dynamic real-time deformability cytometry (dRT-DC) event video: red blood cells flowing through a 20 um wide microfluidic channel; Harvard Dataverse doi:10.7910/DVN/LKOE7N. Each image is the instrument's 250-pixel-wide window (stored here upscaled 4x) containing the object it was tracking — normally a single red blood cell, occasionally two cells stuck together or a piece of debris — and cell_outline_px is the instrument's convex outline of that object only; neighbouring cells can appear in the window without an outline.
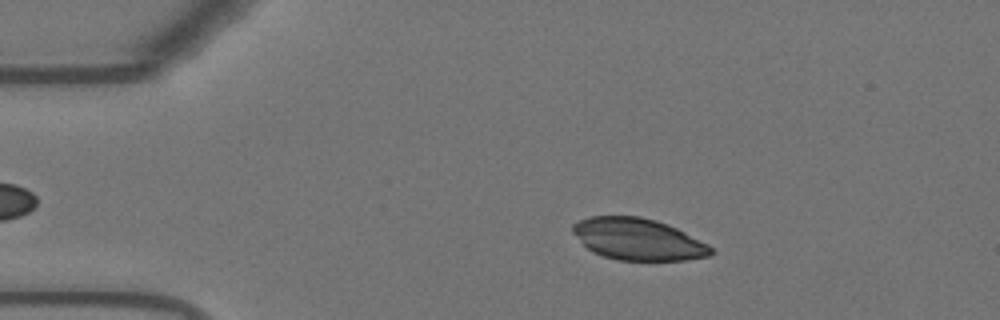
{"species": "Egyptian fruit bat (a non-hibernating species)", "species_latin": "Rousettus aegyptiacus", "temperature_condition": "warm", "stored_images_in_passage": 46, "camera_frame_rate_fps": 3000, "um_per_image_px": 0.085, "animal": {"sex": "female"}, "frame": {"image": 1, "passage_image": 9, "time_ms": 2.667, "image_size_px": [1000, 320], "cell_outline_px": [[716, 252], [708, 256], [688, 260], [616, 260], [592, 252], [572, 232], [572, 224], [588, 216], [640, 216], [656, 220], [668, 224], [708, 244]], "centroid_in_image_um": [54.24, 20.33], "position_along_channel_um": 30.8, "area_um2": 33.58}}
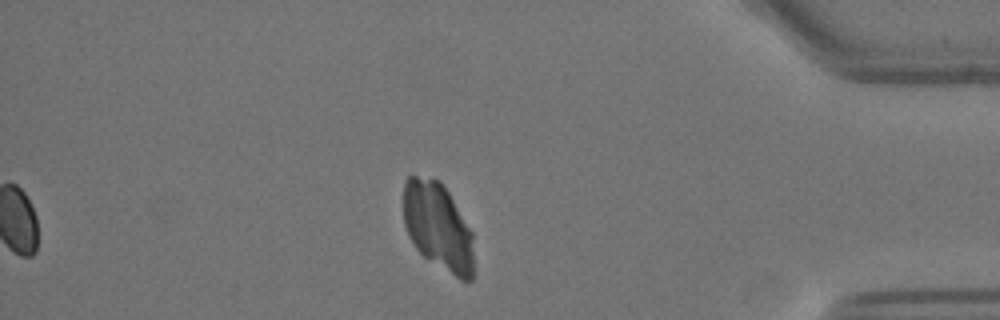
{"frame": {"image": 2, "passage_image": 46, "time_ms": 15.0, "image_size_px": [1000, 320], "cell_outline_px": [[472, 280], [460, 280], [424, 256], [416, 248], [408, 236], [404, 224], [404, 180], [408, 176], [416, 176], [440, 180], [448, 192], [472, 232]], "centroid_in_image_um": [37.2, 19.23], "position_along_channel_um": 398.0, "area_um2": 35.49}}